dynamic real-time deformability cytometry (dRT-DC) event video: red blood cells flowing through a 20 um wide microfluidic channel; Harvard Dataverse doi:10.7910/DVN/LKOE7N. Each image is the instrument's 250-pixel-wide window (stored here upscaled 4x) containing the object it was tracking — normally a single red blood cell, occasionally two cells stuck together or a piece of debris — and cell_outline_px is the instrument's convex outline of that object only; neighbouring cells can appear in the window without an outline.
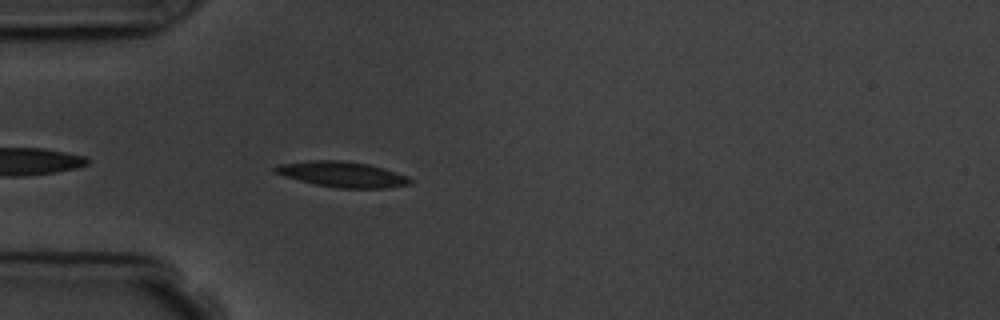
{"species": "common noctule bat (a hibernating species)", "species_latin": "Nyctalus noctula", "temperature_condition": "room temperature", "stored_images_in_passage": 4, "camera_frame_rate_fps": 3000, "um_per_image_px": 0.085, "animal": {"sex": "male", "body_mass_g": 19.5, "forearm_length_mm": 54.6}, "frame": {"image": 1, "passage_image": 4, "time_ms": 4.333, "image_size_px": [1000, 320], "cell_outline_px": [[412, 184], [388, 188], [340, 188], [316, 184], [284, 176], [272, 172], [272, 168], [276, 164], [308, 160], [340, 160], [368, 164], [384, 168], [408, 176], [412, 180]], "centroid_in_image_um": [29.08, 14.81], "position_along_channel_um": 55.9, "area_um2": 20.23}}